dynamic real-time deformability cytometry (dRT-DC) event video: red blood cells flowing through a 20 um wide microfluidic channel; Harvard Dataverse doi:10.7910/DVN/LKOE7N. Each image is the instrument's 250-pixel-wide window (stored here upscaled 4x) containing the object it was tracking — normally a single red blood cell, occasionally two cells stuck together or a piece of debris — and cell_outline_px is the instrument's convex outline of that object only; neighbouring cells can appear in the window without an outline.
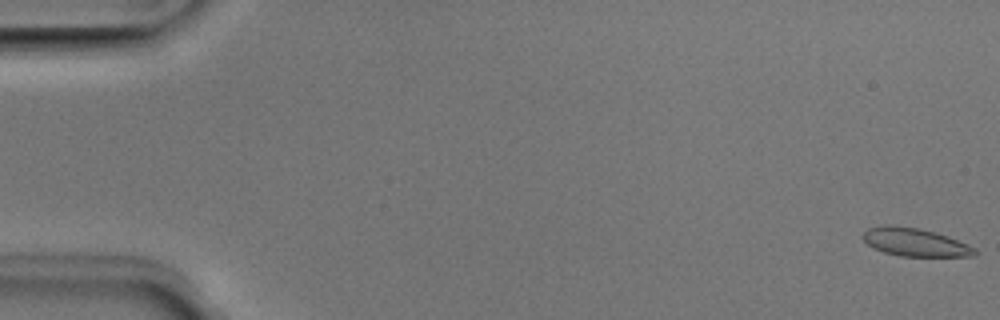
{"species": "Egyptian fruit bat (a non-hibernating species)", "species_latin": "Rousettus aegyptiacus", "temperature_condition": "room temperature", "stored_images_in_passage": 52, "camera_frame_rate_fps": 3000, "um_per_image_px": 0.085, "animal": {"sex": "male"}, "frame": {"image": 1, "passage_image": 1, "time_ms": 0.0, "image_size_px": [1000, 320], "cell_outline_px": [[976, 252], [972, 256], [900, 256], [884, 252], [872, 248], [864, 240], [864, 232], [868, 228], [884, 224], [888, 224], [920, 228], [968, 244], [976, 248]], "centroid_in_image_um": [77.73, 20.58], "position_along_channel_um": 7.3, "area_um2": 18.09}}
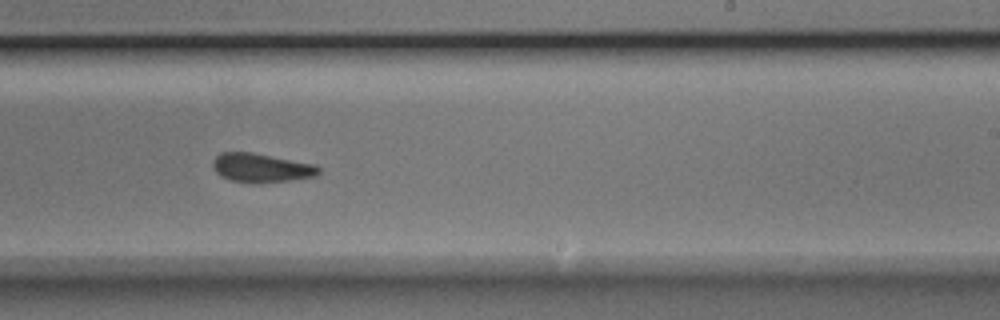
{"frame": {"image": 2, "passage_image": 32, "time_ms": 10.333, "image_size_px": [1000, 320], "cell_outline_px": [[320, 172], [316, 176], [288, 180], [256, 184], [232, 180], [220, 176], [212, 168], [212, 160], [220, 152], [252, 152], [316, 164], [320, 168]], "centroid_in_image_um": [22.19, 14.26], "position_along_channel_um": 266.8, "area_um2": 18.03}}
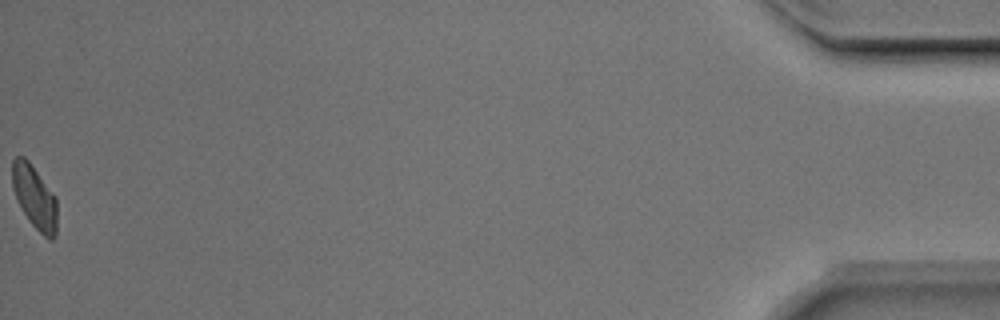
{"frame": {"image": 3, "passage_image": 52, "time_ms": 17.0, "image_size_px": [1000, 320], "cell_outline_px": [[56, 236], [52, 240], [48, 240], [28, 220], [16, 200], [12, 188], [12, 160], [16, 156], [24, 156], [28, 160], [56, 196]], "centroid_in_image_um": [2.92, 16.75], "position_along_channel_um": 432.3, "area_um2": 16.7}, "authors_computed_cell_mechanics": {"area_um2": 17.9469, "velocity_mm_per_s": 3.9649, "shape_relaxation_time_tau1_ms": 7.2219, "shape_relaxation_time_tau2_ms": 1.8999, "deformation_change_tau1": 0.1526, "deformation_change_tau2": 0.0664}}